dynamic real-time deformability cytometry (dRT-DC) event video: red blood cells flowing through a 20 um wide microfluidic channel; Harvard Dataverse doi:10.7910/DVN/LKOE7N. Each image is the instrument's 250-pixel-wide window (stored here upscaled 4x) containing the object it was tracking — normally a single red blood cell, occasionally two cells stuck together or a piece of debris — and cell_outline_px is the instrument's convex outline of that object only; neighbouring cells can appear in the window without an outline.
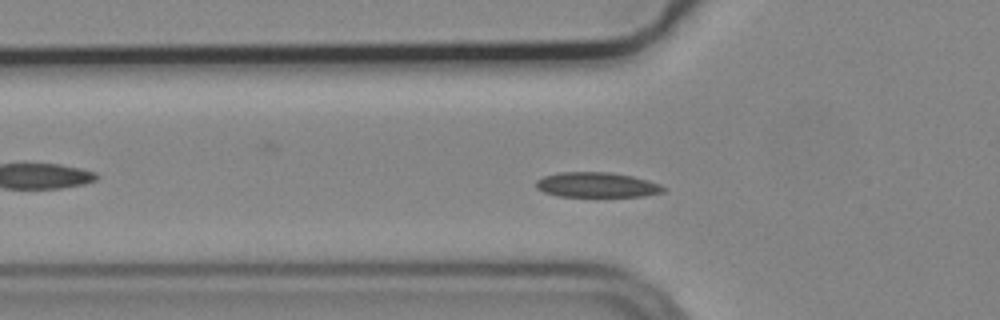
{"species": "common noctule bat (a hibernating species)", "species_latin": "Nyctalus noctula", "temperature_condition": "cold", "stored_images_in_passage": 53, "camera_frame_rate_fps": 3000, "um_per_image_px": 0.085, "animal": {"sex": "male", "body_mass_g": 19.2, "forearm_length_mm": 51.8}, "frame": {"image": 1, "passage_image": 15, "time_ms": 4.667, "image_size_px": [1000, 320], "cell_outline_px": [[668, 188], [664, 192], [644, 196], [560, 196], [544, 192], [536, 188], [536, 180], [544, 176], [560, 172], [612, 172], [632, 176], [648, 180], [660, 184]], "centroid_in_image_um": [50.76, 15.71], "position_along_channel_um": 75.0, "area_um2": 18.61}}
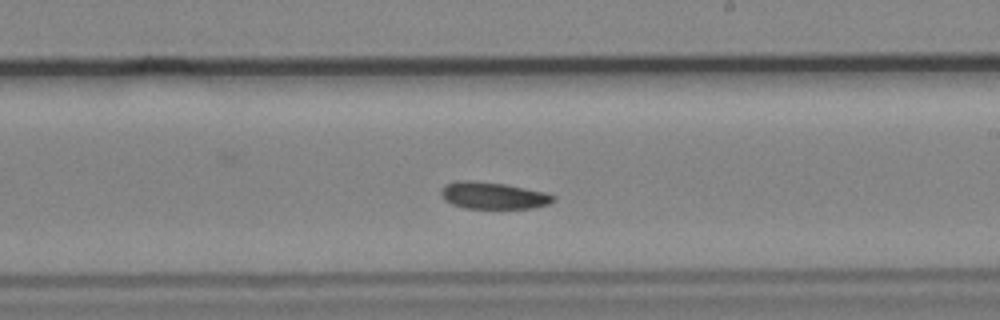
{"frame": {"image": 2, "passage_image": 29, "time_ms": 9.333, "image_size_px": [1000, 320], "cell_outline_px": [[556, 200], [548, 204], [532, 208], [464, 208], [452, 204], [444, 200], [440, 192], [440, 188], [444, 184], [456, 180], [472, 180], [504, 184], [544, 192], [556, 196]], "centroid_in_image_um": [41.87, 16.61], "position_along_channel_um": 247.1, "area_um2": 17.69}}
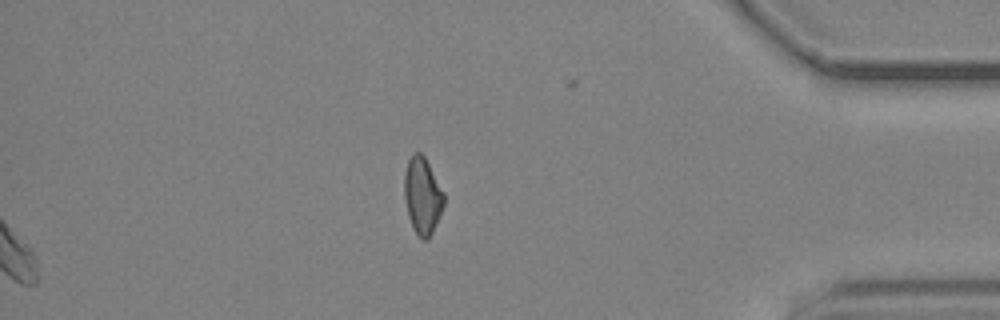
{"frame": {"image": 3, "passage_image": 53, "time_ms": 17.333, "image_size_px": [1000, 320], "cell_outline_px": [[444, 204], [440, 216], [428, 240], [420, 240], [416, 236], [412, 228], [408, 216], [404, 200], [404, 172], [408, 160], [412, 152], [420, 152], [424, 156], [444, 192]], "centroid_in_image_um": [35.89, 16.67], "position_along_channel_um": 399.3, "area_um2": 18.03}, "authors_computed_cell_mechanics": {"area_um2": 17.8024, "velocity_mm_per_s": 3.6851, "shape_relaxation_time_tau1_ms": 3.6907, "shape_relaxation_time_tau2_ms": null, "deformation_change_tau1": 0.0777, "deformation_change_tau2": null}}